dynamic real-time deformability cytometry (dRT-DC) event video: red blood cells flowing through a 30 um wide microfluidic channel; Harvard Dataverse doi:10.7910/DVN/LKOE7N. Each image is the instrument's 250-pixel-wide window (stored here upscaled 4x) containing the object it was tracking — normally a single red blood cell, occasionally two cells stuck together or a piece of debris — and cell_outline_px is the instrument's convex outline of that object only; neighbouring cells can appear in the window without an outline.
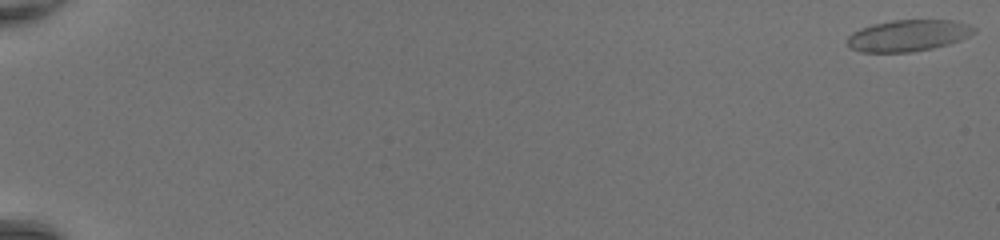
{"species": "common noctule bat (a hibernating species)", "species_latin": "Nyctalus noctula", "temperature_condition": "room temperature", "stored_images_in_passage": 51, "camera_frame_rate_fps": 3000, "um_per_image_px": 0.085, "animal": {"sex": "female", "body_mass_g": 20.0, "forearm_length_mm": 54.0}, "frame": {"image": 1, "passage_image": 1, "time_ms": 0.0, "image_size_px": [1000, 240], "cell_outline_px": [[976, 32], [960, 40], [948, 44], [932, 48], [912, 52], [860, 52], [852, 48], [848, 44], [848, 36], [852, 32], [860, 28], [872, 24], [892, 20], [952, 20], [968, 24], [976, 28]], "centroid_in_image_um": [77.19, 3.01], "position_along_channel_um": 7.8, "area_um2": 23.24}}
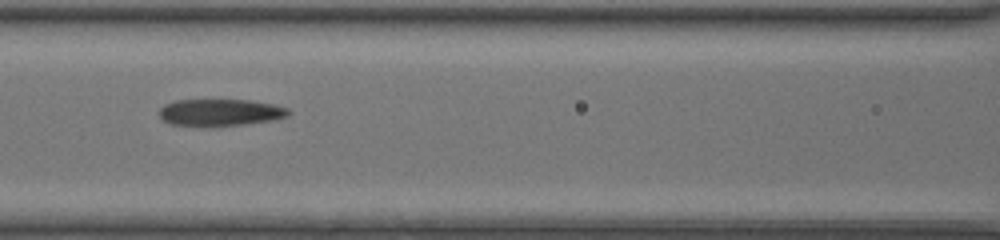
{"frame": {"image": 2, "passage_image": 26, "time_ms": 8.333, "image_size_px": [1000, 240], "cell_outline_px": [[292, 112], [288, 116], [272, 120], [244, 124], [212, 128], [204, 128], [172, 124], [160, 120], [160, 108], [164, 104], [176, 100], [248, 100], [272, 104], [288, 108]], "centroid_in_image_um": [18.68, 9.59], "position_along_channel_um": 147.9, "area_um2": 20.81}}
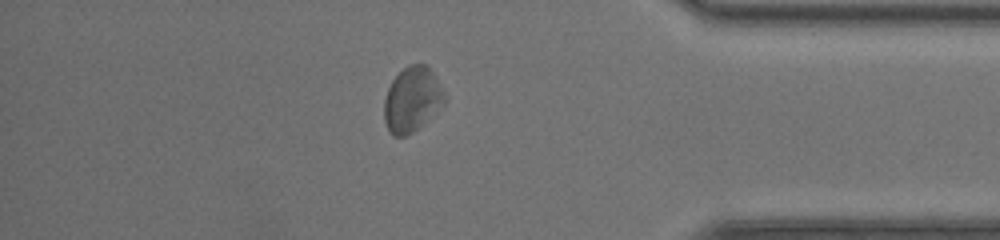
{"frame": {"image": 3, "passage_image": 45, "time_ms": 14.667, "image_size_px": [1000, 240], "cell_outline_px": [[444, 104], [412, 132], [404, 136], [392, 136], [388, 132], [384, 120], [384, 100], [388, 88], [392, 80], [408, 64], [428, 64], [444, 92]], "centroid_in_image_um": [35.0, 8.44], "position_along_channel_um": 400.2, "area_um2": 22.6}, "authors_computed_cell_mechanics": {"area_um2": 21.9062, "velocity_mm_per_s": 4.3048, "shape_relaxation_time_tau1_ms": 3.7805, "shape_relaxation_time_tau2_ms": 3.1633, "deformation_change_tau1": 0.1066, "deformation_change_tau2": 0.1002}}